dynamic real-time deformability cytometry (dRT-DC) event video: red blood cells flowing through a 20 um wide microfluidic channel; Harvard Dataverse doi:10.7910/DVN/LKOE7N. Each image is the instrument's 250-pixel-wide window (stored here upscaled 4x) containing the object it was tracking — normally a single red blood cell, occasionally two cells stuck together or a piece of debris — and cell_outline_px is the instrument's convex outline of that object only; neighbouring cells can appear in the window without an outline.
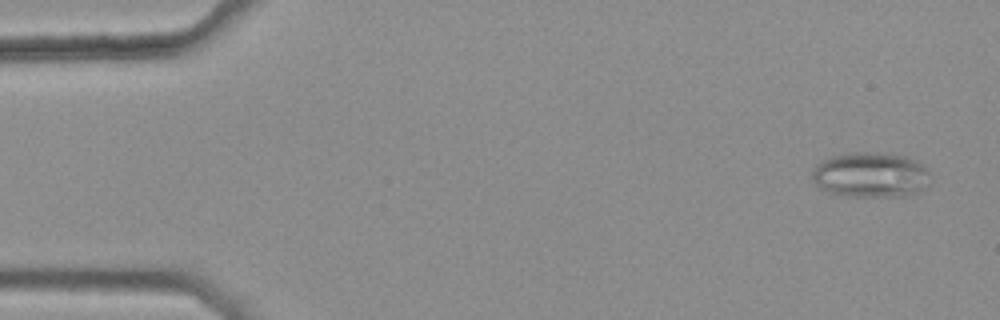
{"species": "common noctule bat (a hibernating species)", "species_latin": "Nyctalus noctula", "temperature_condition": "warm", "stored_images_in_passage": 46, "camera_frame_rate_fps": 3000, "um_per_image_px": 0.085, "animal": {"sex": "female", "body_mass_g": 25.1}, "frame": {"image": 1, "passage_image": 3, "time_ms": 0.667, "image_size_px": [1000, 320], "cell_outline_px": [[928, 184], [920, 192], [908, 196], [848, 196], [832, 192], [820, 188], [812, 180], [812, 172], [824, 160], [832, 156], [852, 152], [876, 152], [904, 156], [916, 160], [928, 168]], "centroid_in_image_um": [74.05, 14.87], "position_along_channel_um": 10.9, "area_um2": 30.98}}
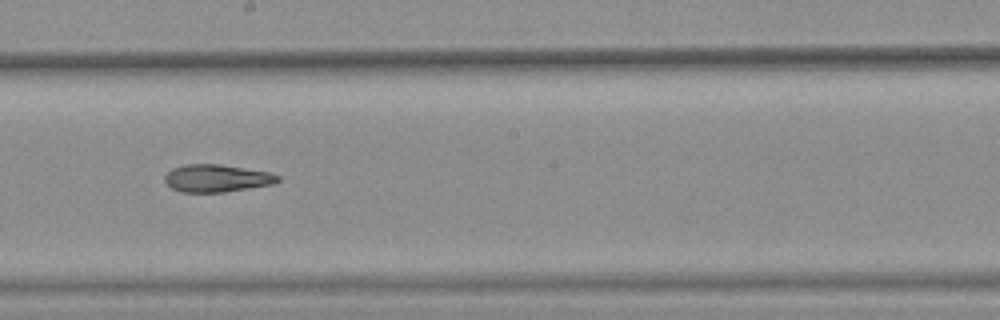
{"frame": {"image": 2, "passage_image": 30, "time_ms": 9.667, "image_size_px": [1000, 320], "cell_outline_px": [[280, 180], [276, 184], [224, 192], [180, 192], [172, 188], [164, 180], [164, 176], [172, 168], [184, 164], [220, 164], [268, 172], [280, 176]], "centroid_in_image_um": [18.43, 15.15], "position_along_channel_um": 229.8, "area_um2": 18.21}}
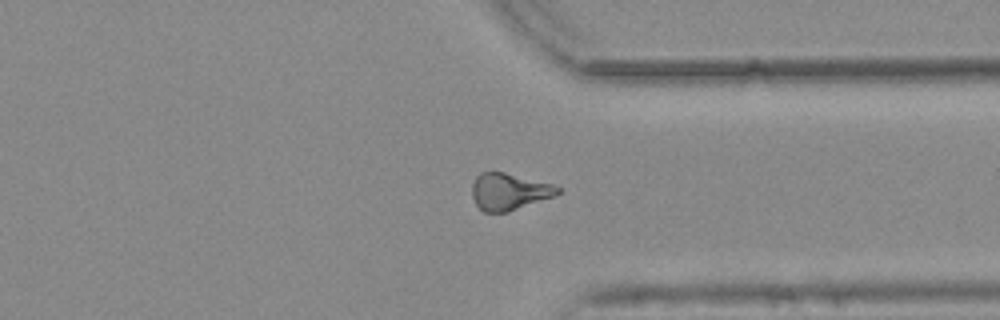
{"frame": {"image": 3, "passage_image": 41, "time_ms": 13.333, "image_size_px": [1000, 320], "cell_outline_px": [[560, 192], [556, 196], [508, 212], [484, 212], [476, 204], [472, 196], [472, 184], [476, 176], [480, 172], [504, 172], [552, 184], [560, 188]], "centroid_in_image_um": [43.27, 16.29], "position_along_channel_um": 368.1, "area_um2": 18.38}, "authors_computed_cell_mechanics": {"area_um2": 19.0162, "velocity_mm_per_s": 3.7936, "shape_relaxation_time_tau1_ms": null, "shape_relaxation_time_tau2_ms": 5.1189, "deformation_change_tau1": null, "deformation_change_tau2": 0.1492}}